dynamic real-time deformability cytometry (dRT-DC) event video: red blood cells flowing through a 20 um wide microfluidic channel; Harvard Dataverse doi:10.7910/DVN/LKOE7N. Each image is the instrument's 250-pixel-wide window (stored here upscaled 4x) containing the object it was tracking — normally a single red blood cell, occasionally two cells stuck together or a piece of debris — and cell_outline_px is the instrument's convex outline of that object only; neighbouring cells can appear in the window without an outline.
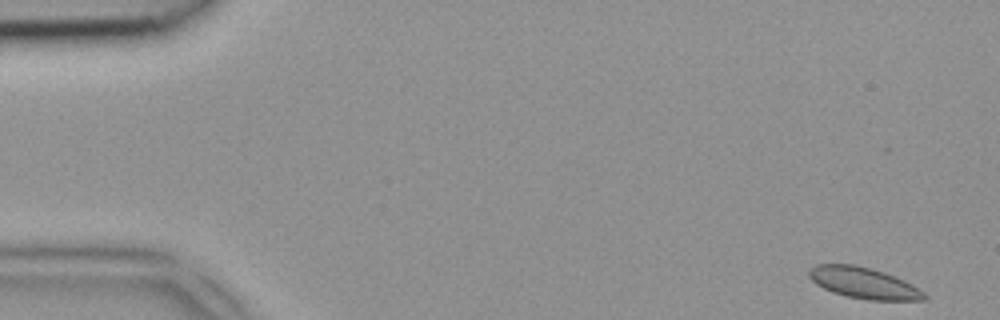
{"species": "common noctule bat (a hibernating species)", "species_latin": "Nyctalus noctula", "temperature_condition": "room temperature", "stored_images_in_passage": 8, "camera_frame_rate_fps": 3000, "um_per_image_px": 0.085, "animal": {"sex": "female", "body_mass_g": 18.4}, "frame": {"image": 1, "passage_image": 1, "time_ms": 0.0, "image_size_px": [1000, 320], "cell_outline_px": [[928, 300], [868, 300], [848, 296], [832, 292], [816, 284], [808, 276], [808, 268], [816, 264], [856, 264], [872, 268], [884, 272], [904, 280], [912, 284], [924, 292], [928, 296]], "centroid_in_image_um": [73.41, 24.04], "position_along_channel_um": 11.6, "area_um2": 21.1}}